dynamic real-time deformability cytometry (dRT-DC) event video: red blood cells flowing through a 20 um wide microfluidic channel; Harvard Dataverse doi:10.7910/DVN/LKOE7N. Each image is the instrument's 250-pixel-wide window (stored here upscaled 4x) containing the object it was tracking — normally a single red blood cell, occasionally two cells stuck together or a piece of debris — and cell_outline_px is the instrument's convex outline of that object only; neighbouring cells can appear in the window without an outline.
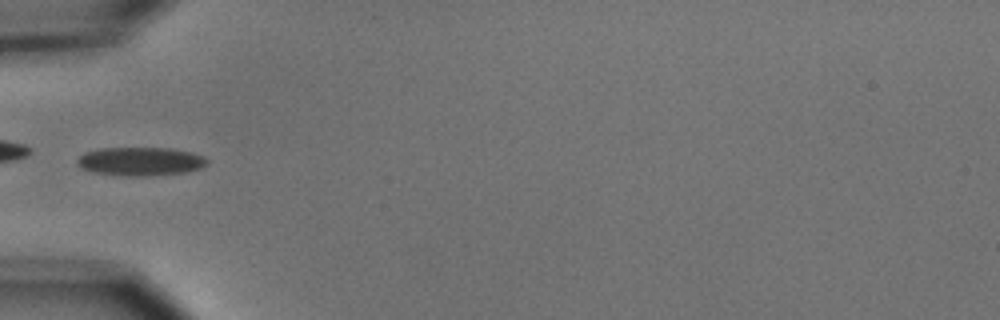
{"species": "common noctule bat (a hibernating species)", "species_latin": "Nyctalus noctula", "temperature_condition": "cold", "stored_images_in_passage": 8, "camera_frame_rate_fps": 3000, "um_per_image_px": 0.085, "animal": {"sex": "male", "body_mass_g": 15.6}, "frame": {"image": 1, "passage_image": 5, "time_ms": 4.667, "image_size_px": [1000, 320], "cell_outline_px": [[208, 164], [200, 168], [188, 172], [148, 176], [120, 176], [92, 172], [80, 168], [76, 164], [76, 160], [84, 152], [100, 148], [172, 148], [192, 152], [204, 156], [208, 160]], "centroid_in_image_um": [11.93, 13.72], "position_along_channel_um": 73.1, "area_um2": 22.02}}
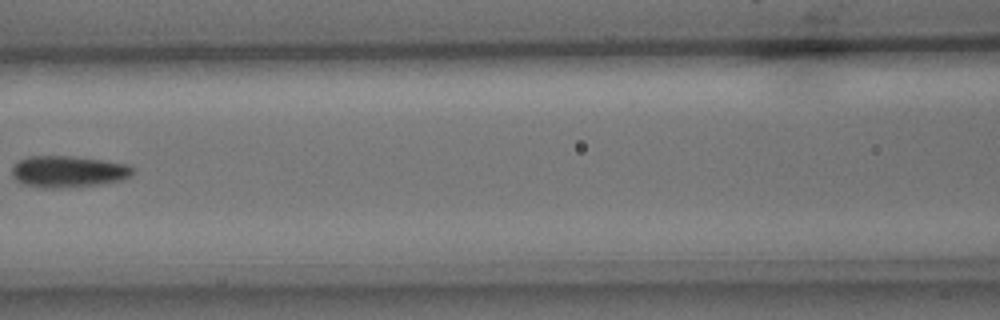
{"frame": {"image": 2, "passage_image": 7, "time_ms": 7.0, "image_size_px": [1000, 320], "cell_outline_px": [[136, 168], [124, 180], [104, 184], [56, 188], [44, 188], [24, 184], [16, 180], [12, 176], [12, 164], [16, 160], [28, 156], [72, 156], [104, 160], [128, 164]], "centroid_in_image_um": [5.79, 14.57], "position_along_channel_um": 160.8, "area_um2": 22.54}}
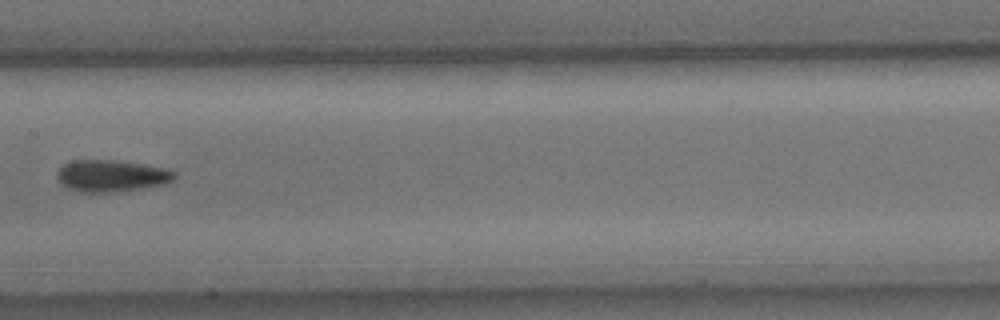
{"frame": {"image": 3, "passage_image": 8, "time_ms": 8.0, "image_size_px": [1000, 320], "cell_outline_px": [[176, 176], [172, 180], [164, 184], [136, 188], [104, 192], [80, 192], [68, 188], [60, 184], [56, 176], [56, 172], [64, 164], [72, 160], [116, 160], [144, 164], [164, 168], [176, 172]], "centroid_in_image_um": [9.42, 14.92], "position_along_channel_um": 198.0, "area_um2": 21.5}}